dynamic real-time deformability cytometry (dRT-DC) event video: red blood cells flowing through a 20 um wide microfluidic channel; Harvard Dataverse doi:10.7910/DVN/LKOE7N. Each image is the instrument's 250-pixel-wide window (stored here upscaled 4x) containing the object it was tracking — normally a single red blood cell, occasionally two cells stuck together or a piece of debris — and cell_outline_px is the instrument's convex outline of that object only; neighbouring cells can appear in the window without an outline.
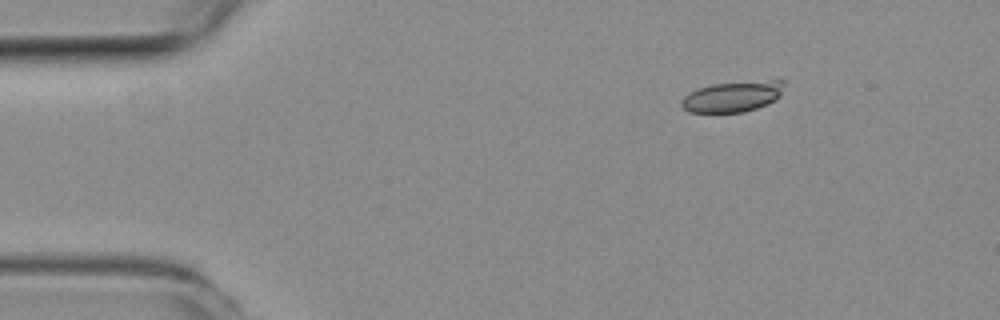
{"species": "common noctule bat (a hibernating species)", "species_latin": "Nyctalus noctula", "temperature_condition": "room temperature", "stored_images_in_passage": 12, "camera_frame_rate_fps": 3000, "um_per_image_px": 0.085, "animal": {"sex": "female", "body_mass_g": 19.3, "forearm_length_mm": 54.1}, "frame": {"image": 1, "passage_image": 1, "time_ms": 0.0, "image_size_px": [1000, 320], "cell_outline_px": [[784, 80], [780, 96], [776, 100], [768, 104], [744, 112], [688, 112], [680, 104], [680, 100], [688, 92], [712, 84], [772, 80]], "centroid_in_image_um": [62.25, 8.21], "position_along_channel_um": 22.7, "area_um2": 18.26}}
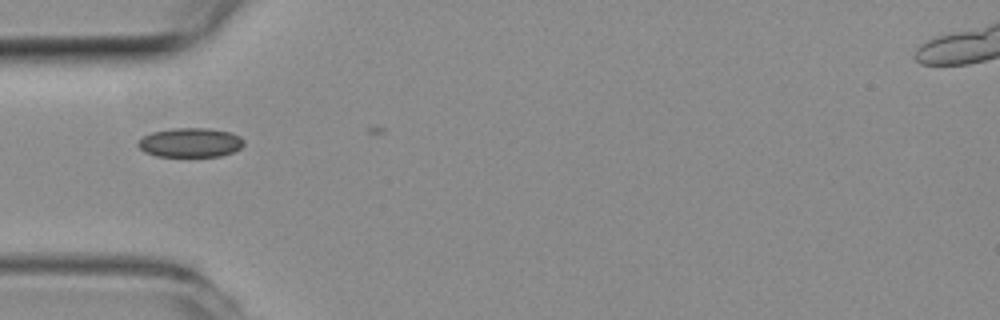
{"frame": {"image": 2, "passage_image": 10, "time_ms": 3.0, "image_size_px": [1000, 320], "cell_outline_px": [[244, 144], [240, 148], [232, 152], [220, 156], [156, 156], [144, 152], [136, 144], [144, 136], [152, 132], [172, 128], [208, 128], [228, 132], [240, 136], [244, 140]], "centroid_in_image_um": [16.17, 12.12], "position_along_channel_um": 68.8, "area_um2": 17.98}}